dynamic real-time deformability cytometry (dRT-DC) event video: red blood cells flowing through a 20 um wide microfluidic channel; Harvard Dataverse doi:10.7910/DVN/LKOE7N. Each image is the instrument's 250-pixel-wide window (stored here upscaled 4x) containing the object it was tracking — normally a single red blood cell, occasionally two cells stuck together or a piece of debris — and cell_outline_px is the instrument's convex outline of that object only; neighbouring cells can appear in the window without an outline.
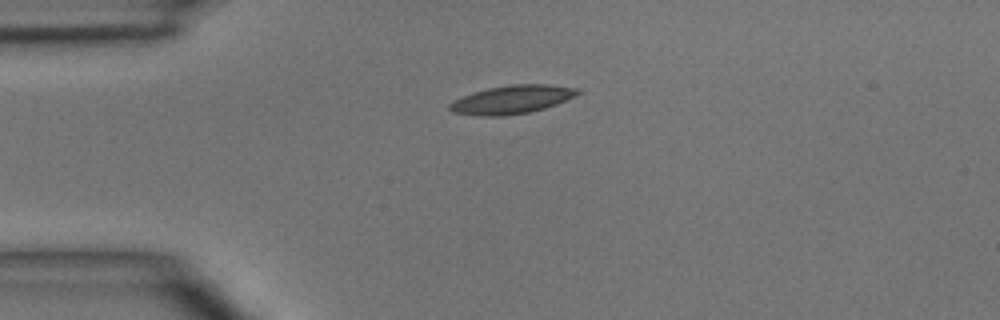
{"species": "common noctule bat (a hibernating species)", "species_latin": "Nyctalus noctula", "temperature_condition": "room temperature", "stored_images_in_passage": 3, "camera_frame_rate_fps": 3000, "um_per_image_px": 0.085, "animal": {"sex": "male", "body_mass_g": 15.6}, "frame": {"image": 1, "passage_image": 1, "time_ms": 0.0, "image_size_px": [1000, 320], "cell_outline_px": [[580, 92], [556, 104], [544, 108], [528, 112], [504, 116], [480, 116], [452, 112], [448, 108], [448, 104], [464, 96], [488, 88], [512, 84], [548, 84], [576, 88]], "centroid_in_image_um": [43.48, 8.46], "position_along_channel_um": 41.5, "area_um2": 20.75}}
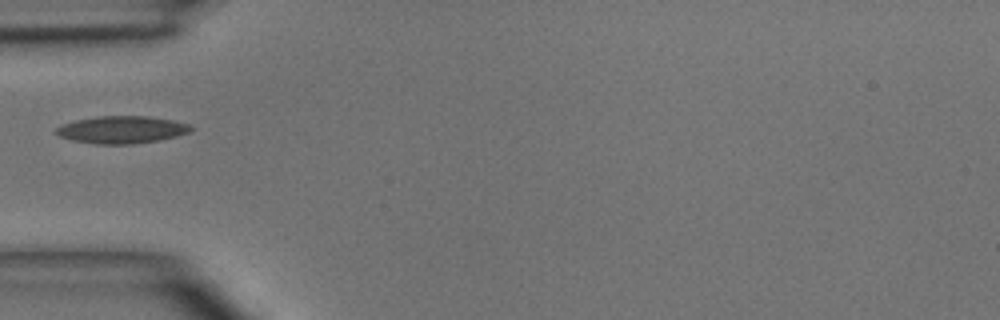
{"frame": {"image": 2, "passage_image": 2, "time_ms": 1.333, "image_size_px": [1000, 320], "cell_outline_px": [[192, 128], [188, 132], [176, 136], [160, 140], [128, 144], [96, 144], [72, 140], [60, 136], [56, 132], [56, 128], [60, 124], [76, 120], [96, 116], [148, 116], [172, 120], [188, 124]], "centroid_in_image_um": [10.31, 11.02], "position_along_channel_um": 74.7, "area_um2": 21.33}}
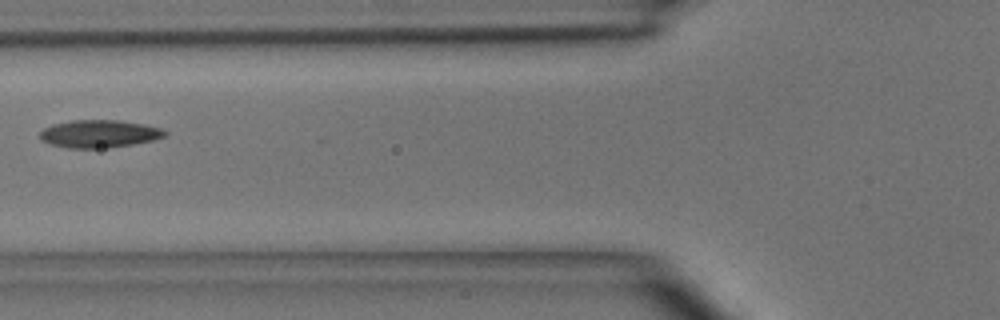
{"frame": {"image": 3, "passage_image": 3, "time_ms": 2.333, "image_size_px": [1000, 320], "cell_outline_px": [[168, 136], [152, 140], [132, 144], [100, 148], [68, 148], [52, 144], [40, 140], [40, 132], [44, 128], [52, 124], [72, 120], [120, 120], [144, 124], [160, 128], [168, 132]], "centroid_in_image_um": [8.44, 11.36], "position_along_channel_um": 117.4, "area_um2": 20.11}}